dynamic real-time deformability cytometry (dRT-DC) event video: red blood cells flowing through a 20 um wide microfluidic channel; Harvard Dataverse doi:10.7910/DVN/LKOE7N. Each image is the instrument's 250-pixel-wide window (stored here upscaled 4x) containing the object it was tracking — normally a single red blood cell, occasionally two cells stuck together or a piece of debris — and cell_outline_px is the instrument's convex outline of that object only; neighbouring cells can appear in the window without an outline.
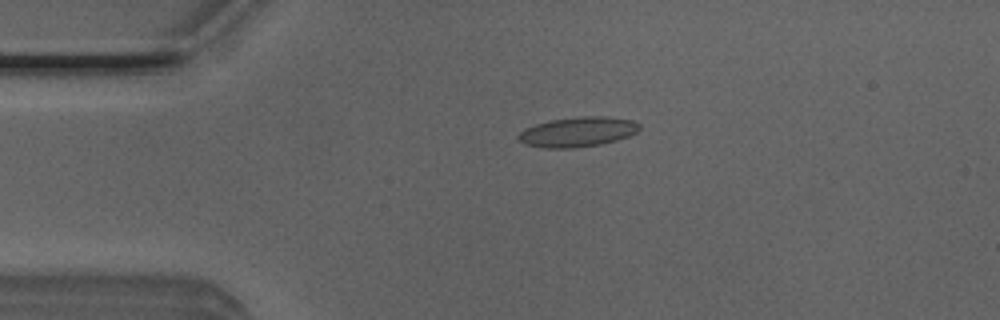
{"species": "Egyptian fruit bat (a non-hibernating species)", "species_latin": "Rousettus aegyptiacus", "temperature_condition": "room temperature", "stored_images_in_passage": 7, "camera_frame_rate_fps": 3000, "um_per_image_px": 0.085, "animal": {"sex": "male"}, "frame": {"image": 1, "passage_image": 1, "time_ms": 0.0, "image_size_px": [1000, 320], "cell_outline_px": [[640, 128], [636, 132], [628, 136], [616, 140], [600, 144], [576, 148], [544, 148], [524, 144], [516, 136], [524, 128], [536, 124], [552, 120], [576, 116], [604, 116], [632, 120], [640, 124]], "centroid_in_image_um": [49.09, 11.21], "position_along_channel_um": 35.9, "area_um2": 21.1}}
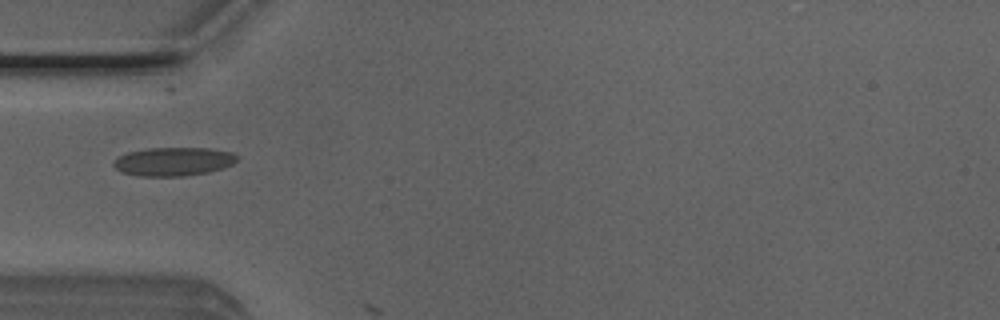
{"frame": {"image": 2, "passage_image": 6, "time_ms": 1.667, "image_size_px": [1000, 320], "cell_outline_px": [[240, 156], [232, 164], [224, 168], [208, 172], [184, 176], [140, 176], [120, 172], [112, 164], [112, 160], [128, 152], [148, 148], [208, 148], [232, 152]], "centroid_in_image_um": [14.74, 13.73], "position_along_channel_um": 70.3, "area_um2": 20.69}}